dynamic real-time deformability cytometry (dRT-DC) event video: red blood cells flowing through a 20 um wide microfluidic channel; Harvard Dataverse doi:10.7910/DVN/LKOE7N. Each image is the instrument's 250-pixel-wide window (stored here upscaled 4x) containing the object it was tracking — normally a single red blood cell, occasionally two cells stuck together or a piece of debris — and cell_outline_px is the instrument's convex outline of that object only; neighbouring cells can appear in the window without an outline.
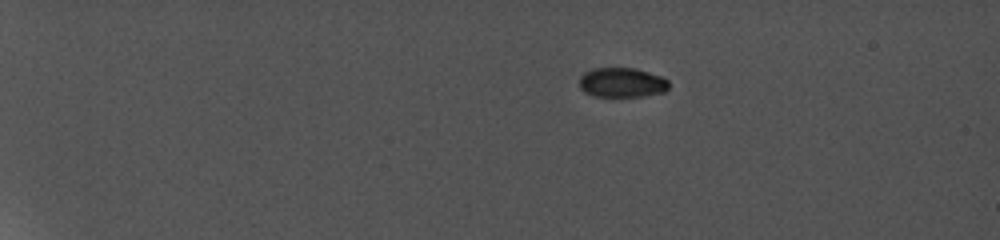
{"species": "common noctule bat (a hibernating species)", "species_latin": "Nyctalus noctula", "temperature_condition": "cold", "stored_images_in_passage": 8, "camera_frame_rate_fps": 5000, "um_per_image_px": 0.085, "animal": {"sex": "female", "body_mass_g": 19.0, "forearm_length_mm": 56.7}, "frame": {"image": 1, "passage_image": 3, "time_ms": 2.2, "image_size_px": [1000, 240], "cell_outline_px": [[668, 88], [664, 92], [644, 96], [592, 96], [584, 92], [580, 88], [580, 76], [584, 72], [592, 68], [636, 68], [660, 76], [668, 80]], "centroid_in_image_um": [52.84, 7.01], "position_along_channel_um": 32.2, "area_um2": 15.49}}
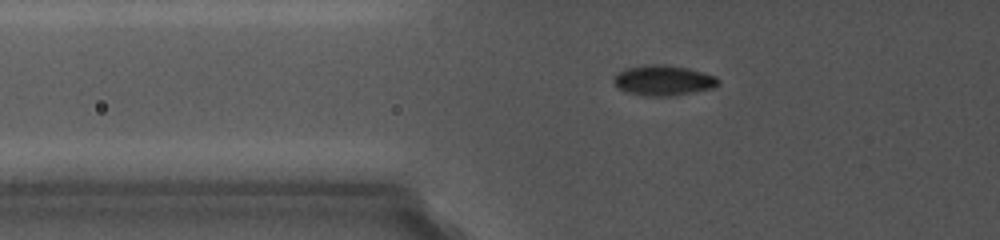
{"frame": {"image": 2, "passage_image": 7, "time_ms": 6.2, "image_size_px": [1000, 240], "cell_outline_px": [[720, 84], [712, 88], [688, 92], [656, 96], [632, 92], [620, 88], [612, 80], [624, 68], [644, 64], [668, 64], [688, 68], [716, 76], [720, 80]], "centroid_in_image_um": [56.42, 6.78], "position_along_channel_um": 69.4, "area_um2": 17.86}}